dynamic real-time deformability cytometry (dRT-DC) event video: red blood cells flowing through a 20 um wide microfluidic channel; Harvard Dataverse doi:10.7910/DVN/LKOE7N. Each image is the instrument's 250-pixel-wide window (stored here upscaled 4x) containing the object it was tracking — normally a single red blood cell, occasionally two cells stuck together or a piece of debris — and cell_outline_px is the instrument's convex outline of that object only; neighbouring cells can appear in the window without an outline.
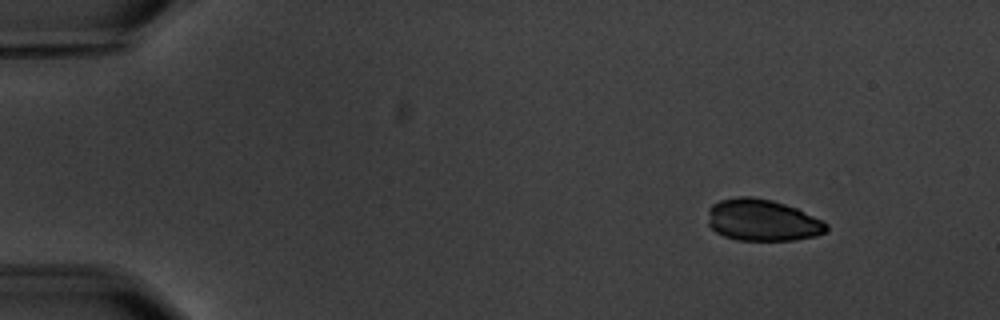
{"species": "common noctule bat (a hibernating species)", "species_latin": "Nyctalus noctula", "temperature_condition": "warm", "stored_images_in_passage": 5, "camera_frame_rate_fps": 3000, "um_per_image_px": 0.085, "animal": {"sex": "male", "body_mass_g": 20.1, "forearm_length_mm": 53.5}, "frame": {"image": 1, "passage_image": 1, "time_ms": 0.0, "image_size_px": [1000, 320], "cell_outline_px": [[828, 228], [824, 232], [816, 236], [796, 240], [736, 240], [724, 236], [716, 232], [708, 224], [708, 208], [712, 204], [720, 200], [736, 196], [752, 196], [772, 200], [796, 208], [824, 220], [828, 224]], "centroid_in_image_um": [64.8, 18.71], "position_along_channel_um": 20.2, "area_um2": 29.07}}